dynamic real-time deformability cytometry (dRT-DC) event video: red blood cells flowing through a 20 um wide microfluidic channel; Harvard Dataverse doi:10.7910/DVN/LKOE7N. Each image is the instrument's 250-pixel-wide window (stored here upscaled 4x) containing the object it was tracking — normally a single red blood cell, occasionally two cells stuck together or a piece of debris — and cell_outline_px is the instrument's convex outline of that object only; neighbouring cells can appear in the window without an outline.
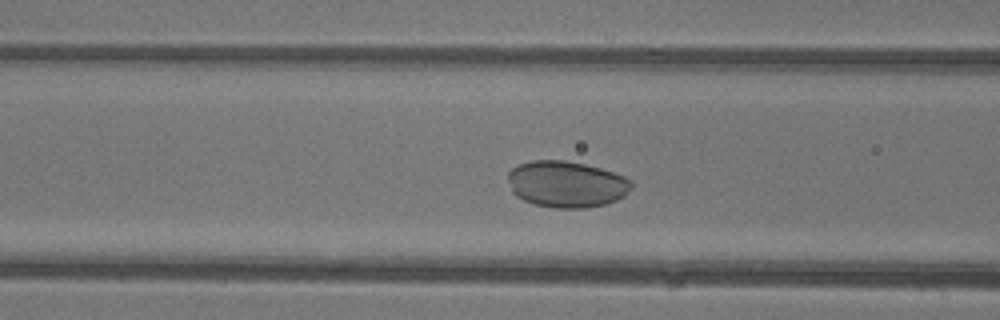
{"species": "common noctule bat (a hibernating species)", "species_latin": "Nyctalus noctula", "temperature_condition": "warm", "stored_images_in_passage": 42, "camera_frame_rate_fps": 3000, "um_per_image_px": 0.085, "animal": {"sex": "female"}, "frame": {"image": 1, "passage_image": 14, "time_ms": 4.333, "image_size_px": [1000, 320], "cell_outline_px": [[632, 188], [624, 196], [616, 200], [604, 204], [588, 208], [556, 208], [536, 204], [524, 200], [516, 196], [512, 192], [508, 180], [508, 172], [516, 164], [532, 160], [564, 160], [584, 164], [600, 168], [624, 176], [632, 180]], "centroid_in_image_um": [48.14, 15.65], "position_along_channel_um": 118.5, "area_um2": 33.52}}
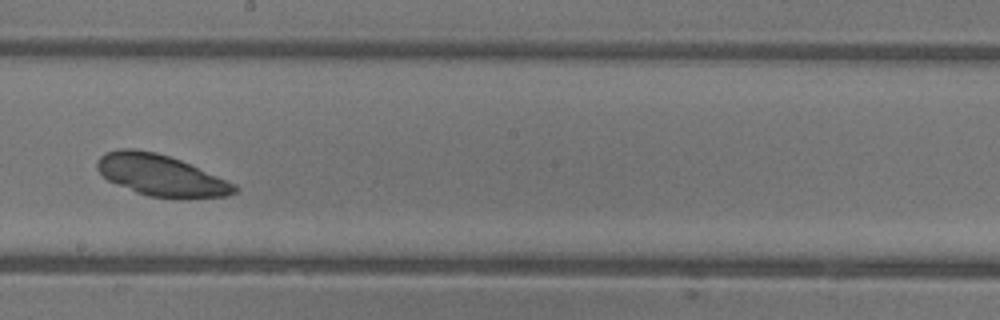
{"frame": {"image": 2, "passage_image": 22, "time_ms": 7.0, "image_size_px": [1000, 320], "cell_outline_px": [[240, 188], [236, 192], [224, 196], [188, 200], [148, 196], [136, 192], [108, 180], [96, 168], [96, 160], [104, 152], [120, 148], [136, 148], [156, 152], [180, 160], [236, 184]], "centroid_in_image_um": [13.68, 14.91], "position_along_channel_um": 234.5, "area_um2": 33.41}}
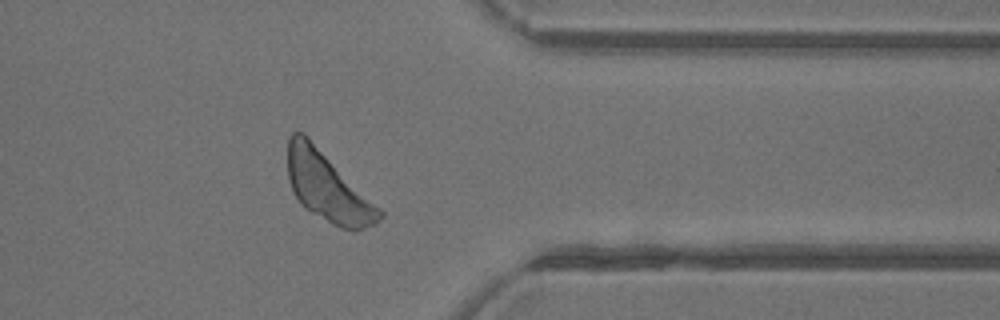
{"frame": {"image": 3, "passage_image": 33, "time_ms": 10.667, "image_size_px": [1000, 320], "cell_outline_px": [[384, 216], [376, 224], [352, 232], [340, 228], [332, 224], [304, 208], [300, 204], [292, 192], [288, 180], [288, 136], [292, 132], [304, 132], [384, 212]], "centroid_in_image_um": [27.84, 15.91], "position_along_channel_um": 383.6, "area_um2": 36.99}}